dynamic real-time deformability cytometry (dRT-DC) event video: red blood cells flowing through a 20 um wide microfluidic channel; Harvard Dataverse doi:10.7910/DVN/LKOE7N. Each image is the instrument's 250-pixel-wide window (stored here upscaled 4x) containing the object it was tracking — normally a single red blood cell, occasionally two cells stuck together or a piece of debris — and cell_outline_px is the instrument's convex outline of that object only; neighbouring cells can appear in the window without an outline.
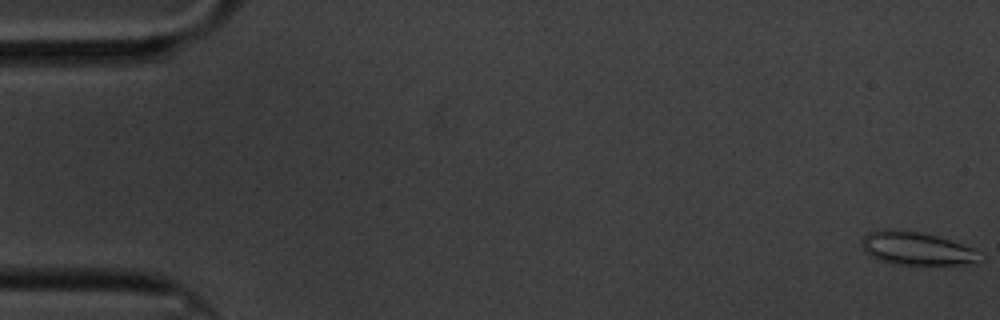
{"species": "common noctule bat (a hibernating species)", "species_latin": "Nyctalus noctula", "temperature_condition": "cold", "stored_images_in_passage": 61, "camera_frame_rate_fps": 3000, "um_per_image_px": 0.085, "animal": {"sex": "male", "body_mass_g": 20.1, "forearm_length_mm": 53.5}, "frame": {"image": 1, "passage_image": 1, "time_ms": 0.0, "image_size_px": [1000, 320], "cell_outline_px": [[984, 260], [964, 264], [900, 264], [880, 260], [868, 256], [864, 252], [860, 244], [860, 240], [868, 232], [884, 228], [892, 228], [920, 232], [936, 236], [972, 248], [984, 256]], "centroid_in_image_um": [77.85, 21.1], "position_along_channel_um": 7.2, "area_um2": 22.89}}
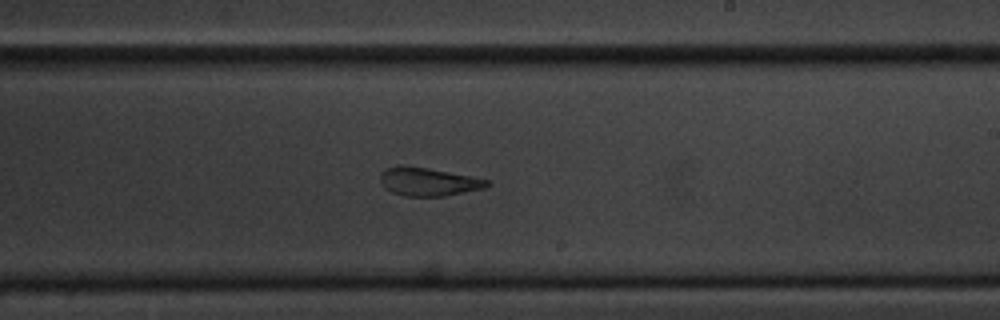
{"frame": {"image": 2, "passage_image": 36, "time_ms": 11.667, "image_size_px": [1000, 320], "cell_outline_px": [[492, 184], [484, 188], [444, 196], [404, 196], [392, 192], [380, 180], [380, 172], [384, 168], [400, 164], [404, 164], [428, 168], [488, 180]], "centroid_in_image_um": [36.37, 15.43], "position_along_channel_um": 252.6, "area_um2": 17.51}}
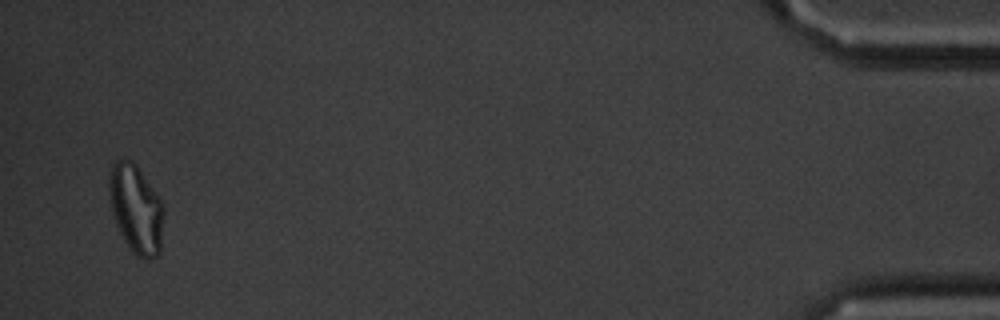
{"frame": {"image": 3, "passage_image": 59, "time_ms": 19.333, "image_size_px": [1000, 320], "cell_outline_px": [[164, 212], [160, 252], [156, 256], [148, 260], [144, 260], [136, 256], [132, 252], [124, 240], [116, 224], [108, 200], [108, 176], [112, 164], [116, 160], [132, 160], [136, 164], [156, 192], [164, 208]], "centroid_in_image_um": [11.54, 17.77], "position_along_channel_um": 423.7, "area_um2": 28.55}, "authors_computed_cell_mechanics": {"area_um2": 20.4612, "velocity_mm_per_s": 3.3099, "shape_relaxation_time_tau1_ms": null, "shape_relaxation_time_tau2_ms": 2.703, "deformation_change_tau1": null, "deformation_change_tau2": 0.1057}}